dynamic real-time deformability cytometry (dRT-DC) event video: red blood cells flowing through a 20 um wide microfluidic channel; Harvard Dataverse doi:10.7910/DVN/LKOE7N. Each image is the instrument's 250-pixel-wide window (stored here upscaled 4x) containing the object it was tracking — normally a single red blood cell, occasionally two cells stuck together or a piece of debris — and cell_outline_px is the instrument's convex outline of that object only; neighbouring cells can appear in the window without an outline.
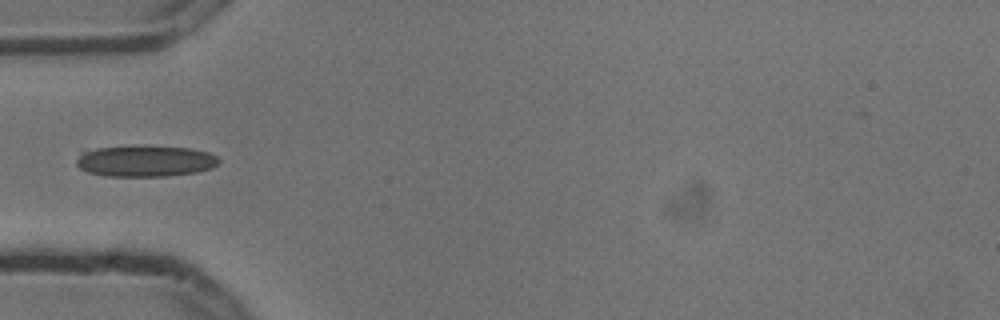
{"species": "common noctule bat (a hibernating species)", "species_latin": "Nyctalus noctula", "temperature_condition": "cold", "stored_images_in_passage": 5, "camera_frame_rate_fps": 3000, "um_per_image_px": 0.085, "animal": {"sex": "male", "body_mass_g": 13.3}, "frame": {"image": 1, "passage_image": 5, "time_ms": 1.333, "image_size_px": [1000, 320], "cell_outline_px": [[220, 160], [212, 168], [196, 172], [168, 176], [104, 176], [88, 172], [80, 168], [76, 164], [76, 160], [80, 152], [96, 148], [136, 144], [192, 148], [208, 152], [216, 156]], "centroid_in_image_um": [12.32, 13.66], "position_along_channel_um": 72.7, "area_um2": 26.53}}